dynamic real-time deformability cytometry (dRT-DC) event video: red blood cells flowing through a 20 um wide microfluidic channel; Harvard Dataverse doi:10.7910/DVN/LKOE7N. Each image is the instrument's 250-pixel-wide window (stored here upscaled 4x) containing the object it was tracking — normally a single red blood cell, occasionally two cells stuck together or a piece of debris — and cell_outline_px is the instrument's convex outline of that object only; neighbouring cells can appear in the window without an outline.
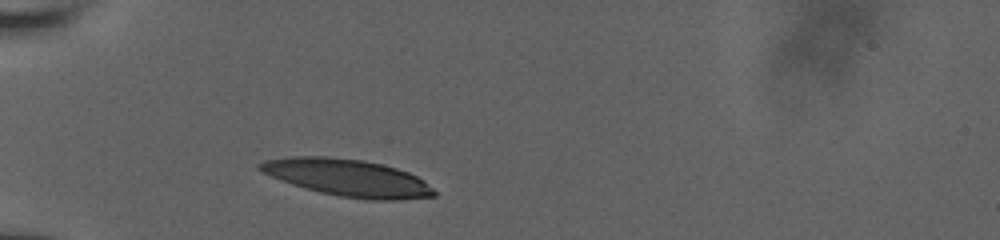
{"species": "human", "species_latin": "Homo sapiens", "temperature_condition": "room temperature", "stored_images_in_passage": 8, "camera_frame_rate_fps": 3000, "um_per_image_px": 0.085, "donor": {"sex": "male"}, "frame": {"image": 1, "passage_image": 1, "time_ms": 0.0, "image_size_px": [1000, 240], "cell_outline_px": [[436, 196], [400, 200], [372, 200], [340, 196], [320, 192], [292, 184], [280, 180], [256, 168], [256, 164], [264, 160], [292, 156], [328, 156], [364, 160], [396, 168], [408, 172], [424, 180], [436, 192]], "centroid_in_image_um": [29.55, 15.1], "position_along_channel_um": 55.5, "area_um2": 37.63}}
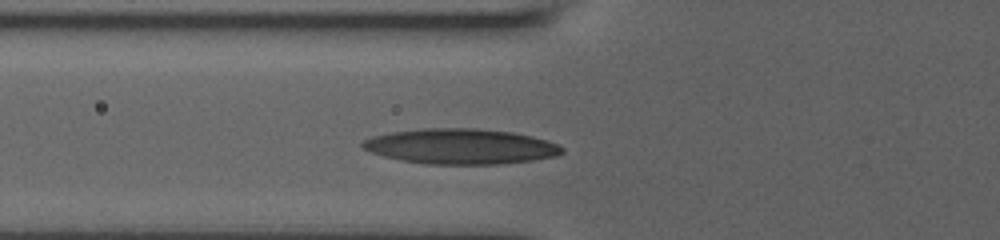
{"frame": {"image": 2, "passage_image": 4, "time_ms": 1.333, "image_size_px": [1000, 240], "cell_outline_px": [[564, 152], [556, 156], [532, 160], [496, 164], [428, 164], [400, 160], [384, 156], [360, 148], [360, 144], [364, 140], [372, 136], [392, 132], [420, 128], [476, 128], [512, 132], [532, 136], [560, 144], [564, 148]], "centroid_in_image_um": [39.15, 12.44], "position_along_channel_um": 86.6, "area_um2": 41.15}}
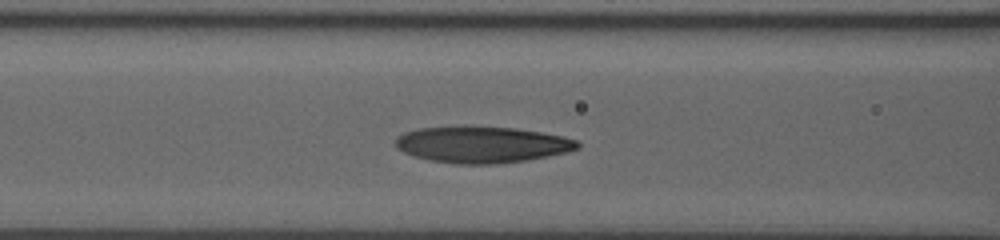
{"frame": {"image": 3, "passage_image": 7, "time_ms": 2.333, "image_size_px": [1000, 240], "cell_outline_px": [[580, 148], [568, 152], [528, 160], [492, 164], [456, 164], [432, 160], [416, 156], [404, 152], [396, 148], [396, 136], [404, 132], [420, 128], [516, 128], [564, 136], [576, 140], [580, 144]], "centroid_in_image_um": [41.02, 12.31], "position_along_channel_um": 125.6, "area_um2": 37.86}}